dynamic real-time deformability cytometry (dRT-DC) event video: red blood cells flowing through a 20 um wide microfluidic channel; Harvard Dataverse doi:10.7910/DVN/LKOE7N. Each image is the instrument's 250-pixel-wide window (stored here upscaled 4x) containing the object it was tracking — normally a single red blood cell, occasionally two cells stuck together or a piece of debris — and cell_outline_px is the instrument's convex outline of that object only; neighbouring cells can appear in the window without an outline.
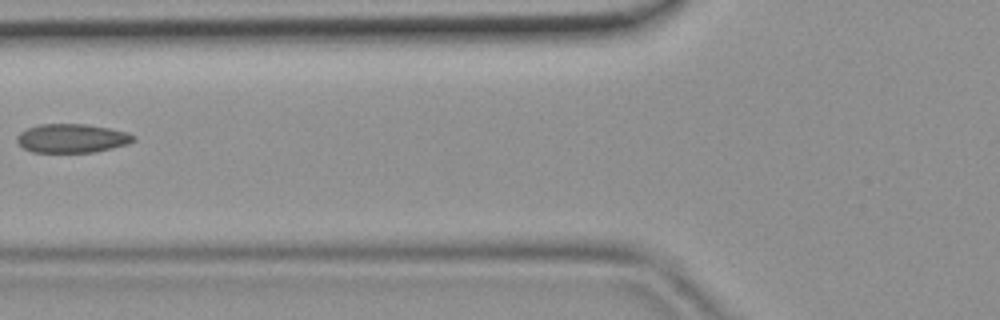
{"species": "common noctule bat (a hibernating species)", "species_latin": "Nyctalus noctula", "temperature_condition": "room temperature", "stored_images_in_passage": 2, "camera_frame_rate_fps": 3000, "um_per_image_px": 0.085, "animal": {"sex": "female", "body_mass_g": 19.9}, "frame": {"image": 1, "passage_image": 2, "time_ms": 0.333, "image_size_px": [1000, 320], "cell_outline_px": [[136, 140], [128, 144], [112, 148], [92, 152], [32, 152], [24, 148], [16, 140], [16, 136], [20, 132], [28, 128], [40, 124], [88, 124], [128, 132], [136, 136]], "centroid_in_image_um": [6.14, 11.75], "position_along_channel_um": 119.7, "area_um2": 19.59}}